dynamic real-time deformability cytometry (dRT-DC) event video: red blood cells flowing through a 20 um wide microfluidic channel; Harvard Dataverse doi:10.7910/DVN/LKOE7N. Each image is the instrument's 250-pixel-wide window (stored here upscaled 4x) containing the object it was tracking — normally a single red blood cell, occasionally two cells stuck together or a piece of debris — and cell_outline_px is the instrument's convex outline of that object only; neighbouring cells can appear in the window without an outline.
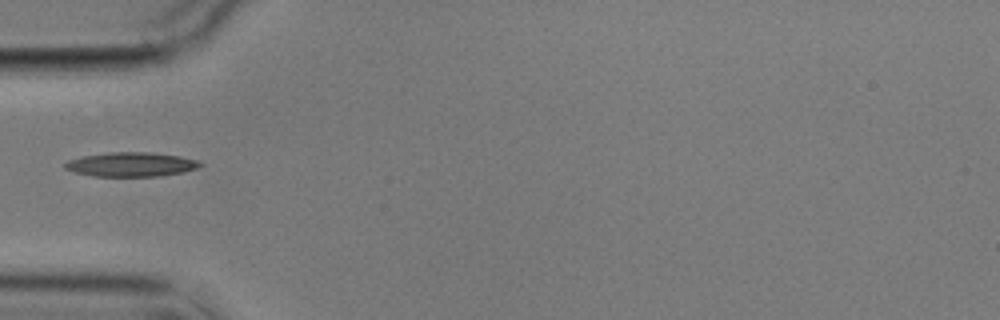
{"species": "common noctule bat (a hibernating species)", "species_latin": "Nyctalus noctula", "temperature_condition": "cold", "stored_images_in_passage": 1, "camera_frame_rate_fps": 3000, "um_per_image_px": 0.085, "animal": {"sex": "male", "body_mass_g": 17.9}, "frame": {"image": 1, "passage_image": 1, "time_ms": 0.0, "image_size_px": [1000, 320], "cell_outline_px": [[204, 164], [196, 168], [184, 172], [156, 176], [92, 176], [76, 172], [64, 168], [64, 164], [68, 160], [80, 156], [108, 152], [148, 152], [176, 156], [196, 160]], "centroid_in_image_um": [11.09, 13.97], "position_along_channel_um": 73.9, "area_um2": 18.96}}